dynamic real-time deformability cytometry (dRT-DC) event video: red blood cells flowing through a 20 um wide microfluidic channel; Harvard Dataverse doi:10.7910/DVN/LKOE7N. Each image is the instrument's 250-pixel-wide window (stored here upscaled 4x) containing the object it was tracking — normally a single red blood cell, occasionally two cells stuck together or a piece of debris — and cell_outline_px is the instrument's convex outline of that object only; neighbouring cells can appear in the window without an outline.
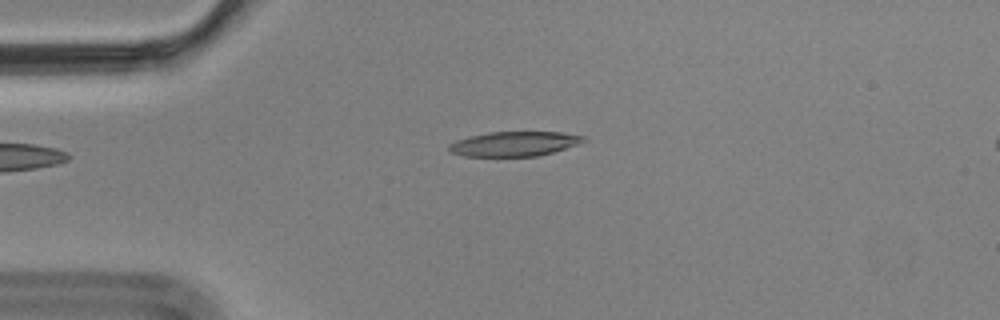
{"species": "Egyptian fruit bat (a non-hibernating species)", "species_latin": "Rousettus aegyptiacus", "temperature_condition": "cold", "stored_images_in_passage": 3, "camera_frame_rate_fps": 3000, "um_per_image_px": 0.085, "animal": {"sex": "male"}, "frame": {"image": 1, "passage_image": 1, "time_ms": 0.0, "image_size_px": [1000, 320], "cell_outline_px": [[588, 140], [552, 152], [536, 156], [464, 156], [448, 152], [448, 144], [456, 140], [488, 132], [560, 132], [584, 136]], "centroid_in_image_um": [43.66, 12.22], "position_along_channel_um": 41.3, "area_um2": 19.19}}